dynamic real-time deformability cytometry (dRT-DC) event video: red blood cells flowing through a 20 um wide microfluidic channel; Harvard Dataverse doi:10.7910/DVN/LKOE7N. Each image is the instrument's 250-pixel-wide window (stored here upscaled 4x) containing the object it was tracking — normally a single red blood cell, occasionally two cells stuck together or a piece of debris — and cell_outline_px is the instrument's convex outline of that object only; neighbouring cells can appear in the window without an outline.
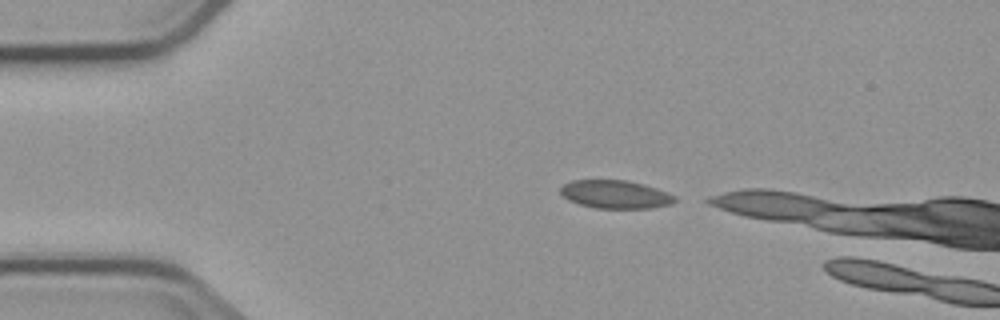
{"species": "common noctule bat (a hibernating species)", "species_latin": "Nyctalus noctula", "temperature_condition": "cold", "stored_images_in_passage": 3, "camera_frame_rate_fps": 3000, "um_per_image_px": 0.085, "animal": {"sex": "male", "body_mass_g": 23.1, "forearm_length_mm": 52.7}, "frame": {"image": 1, "passage_image": 1, "time_ms": 0.0, "image_size_px": [1000, 320], "cell_outline_px": [[676, 200], [668, 204], [652, 208], [596, 208], [580, 204], [568, 200], [560, 192], [560, 188], [564, 184], [572, 180], [628, 180], [644, 184], [656, 188], [676, 196]], "centroid_in_image_um": [52.29, 16.51], "position_along_channel_um": 32.7, "area_um2": 18.67}}